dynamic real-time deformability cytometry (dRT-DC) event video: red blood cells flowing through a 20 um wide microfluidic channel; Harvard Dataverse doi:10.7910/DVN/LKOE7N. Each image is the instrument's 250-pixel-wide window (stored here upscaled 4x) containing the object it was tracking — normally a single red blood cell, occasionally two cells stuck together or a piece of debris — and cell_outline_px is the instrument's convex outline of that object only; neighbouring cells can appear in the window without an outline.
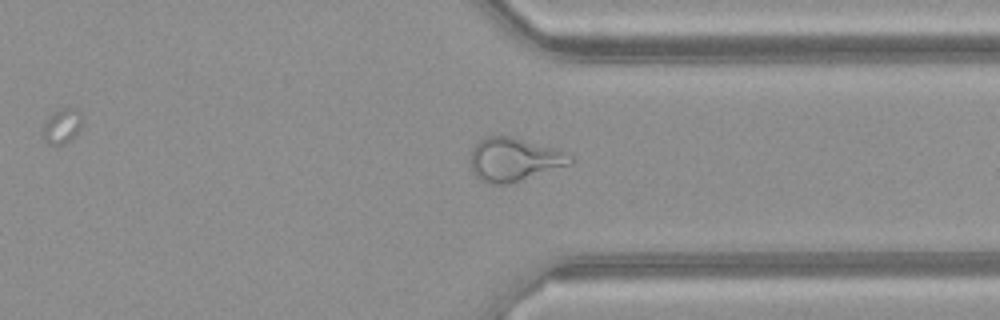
{"species": "common noctule bat (a hibernating species)", "species_latin": "Nyctalus noctula", "temperature_condition": "warm", "stored_images_in_passage": 49, "camera_frame_rate_fps": 3000, "um_per_image_px": 0.085, "animal": {"sex": "female", "body_mass_g": 21.9}, "frame": {"image": 1, "passage_image": 37, "time_ms": 12.0, "image_size_px": [1000, 320], "cell_outline_px": [[572, 164], [508, 184], [488, 184], [480, 180], [472, 172], [472, 148], [480, 140], [488, 136], [512, 136], [556, 148], [572, 156]], "centroid_in_image_um": [43.71, 13.56], "position_along_channel_um": 367.7, "area_um2": 25.14}}
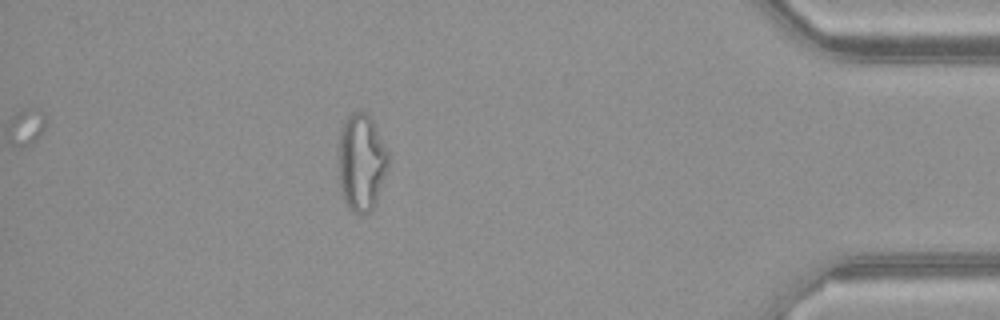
{"frame": {"image": 2, "passage_image": 43, "time_ms": 14.0, "image_size_px": [1000, 320], "cell_outline_px": [[388, 168], [376, 200], [372, 208], [364, 216], [360, 216], [352, 212], [344, 200], [340, 192], [336, 168], [336, 144], [340, 128], [344, 120], [352, 112], [360, 108], [368, 112], [388, 152]], "centroid_in_image_um": [30.63, 13.76], "position_along_channel_um": 404.6, "area_um2": 29.48}, "authors_computed_cell_mechanics": {"area_um2": 27.6284, "velocity_mm_per_s": 4.1677, "shape_relaxation_time_tau1_ms": null, "shape_relaxation_time_tau2_ms": 2.0748, "deformation_change_tau1": null, "deformation_change_tau2": 0.1226}}